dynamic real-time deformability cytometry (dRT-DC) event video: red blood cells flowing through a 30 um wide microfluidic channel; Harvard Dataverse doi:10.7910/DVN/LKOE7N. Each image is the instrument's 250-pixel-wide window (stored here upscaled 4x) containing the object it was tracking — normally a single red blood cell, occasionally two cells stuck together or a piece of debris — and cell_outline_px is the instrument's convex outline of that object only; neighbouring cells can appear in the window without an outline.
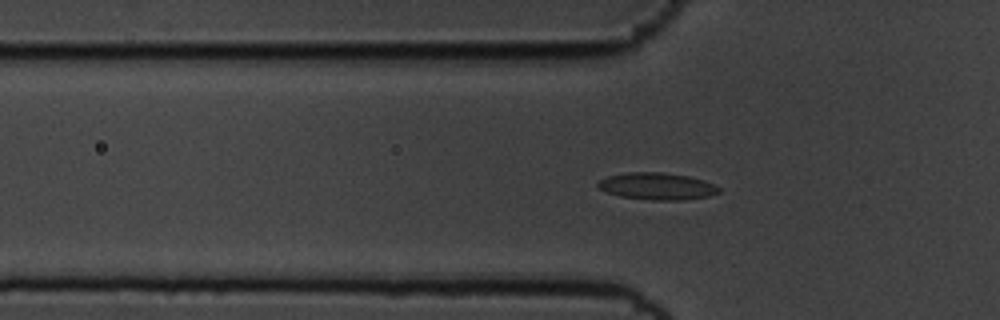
{"species": "common noctule bat (a hibernating species)", "species_latin": "Nyctalus noctula", "temperature_condition": "cold", "stored_images_in_passage": 58, "camera_frame_rate_fps": 3000, "um_per_image_px": 0.085, "animal": {"sex": "male", "body_mass_g": 19.5, "forearm_length_mm": 54.6}, "frame": {"image": 1, "passage_image": 19, "time_ms": 6.0, "image_size_px": [1000, 320], "cell_outline_px": [[720, 192], [708, 196], [680, 200], [652, 200], [620, 196], [596, 188], [596, 184], [600, 180], [608, 176], [628, 172], [660, 172], [688, 176], [704, 180], [720, 188]], "centroid_in_image_um": [55.82, 15.83], "position_along_channel_um": 70.0, "area_um2": 18.9}}
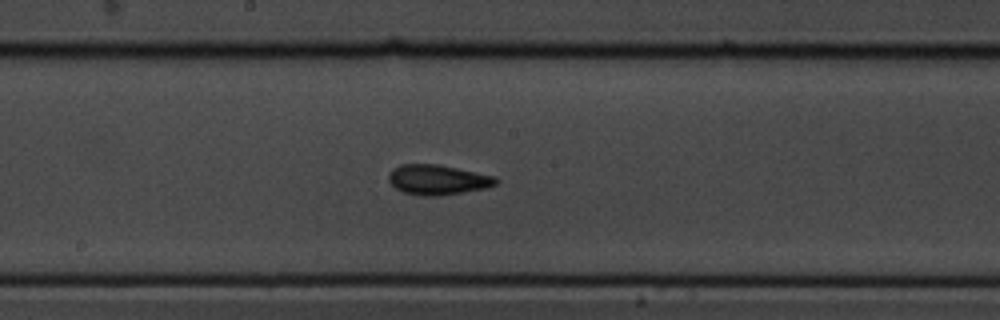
{"frame": {"image": 2, "passage_image": 31, "time_ms": 10.0, "image_size_px": [1000, 320], "cell_outline_px": [[500, 180], [496, 184], [484, 188], [440, 196], [420, 196], [404, 192], [396, 188], [388, 180], [388, 176], [392, 168], [400, 164], [440, 164], [496, 176]], "centroid_in_image_um": [37.2, 15.27], "position_along_channel_um": 211.0, "area_um2": 18.9}}
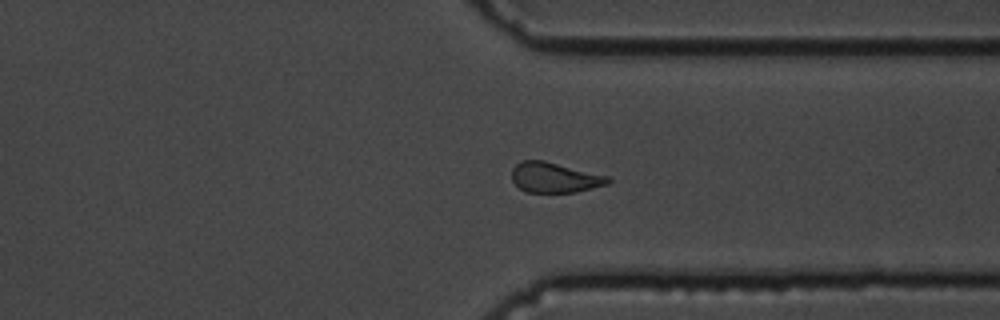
{"frame": {"image": 3, "passage_image": 44, "time_ms": 14.333, "image_size_px": [1000, 320], "cell_outline_px": [[612, 180], [608, 184], [576, 192], [524, 192], [512, 180], [512, 168], [520, 160], [544, 160], [608, 176]], "centroid_in_image_um": [47.13, 15.08], "position_along_channel_um": 364.3, "area_um2": 16.94}, "authors_computed_cell_mechanics": {"area_um2": 17.8024, "velocity_mm_per_s": 3.5316, "shape_relaxation_time_tau1_ms": 7.0437, "shape_relaxation_time_tau2_ms": 2.5259, "deformation_change_tau1": 0.1539, "deformation_change_tau2": 0.0841}}